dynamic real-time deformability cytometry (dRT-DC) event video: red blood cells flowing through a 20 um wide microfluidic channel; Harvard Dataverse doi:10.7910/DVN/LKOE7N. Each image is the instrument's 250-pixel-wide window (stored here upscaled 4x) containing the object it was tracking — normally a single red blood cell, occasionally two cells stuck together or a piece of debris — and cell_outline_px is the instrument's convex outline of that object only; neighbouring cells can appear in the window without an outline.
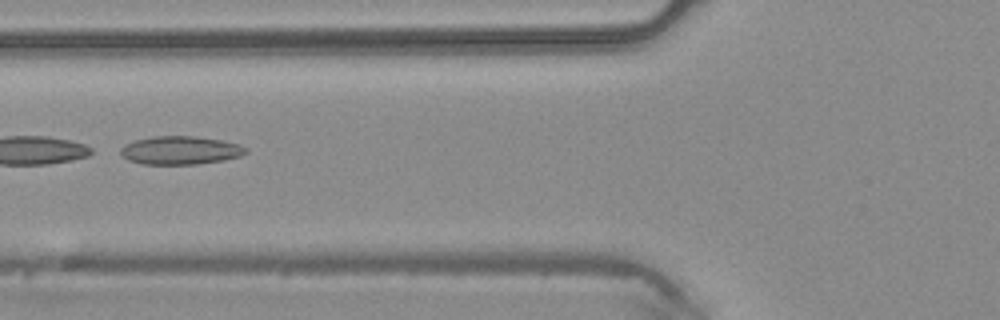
{"species": "common noctule bat (a hibernating species)", "species_latin": "Nyctalus noctula", "temperature_condition": "warm", "stored_images_in_passage": 4, "camera_frame_rate_fps": 3000, "um_per_image_px": 0.085, "animal": {"sex": "male", "body_mass_g": 20.4}, "frame": {"image": 1, "passage_image": 4, "time_ms": 1.0, "image_size_px": [1000, 320], "cell_outline_px": [[248, 152], [240, 156], [224, 160], [196, 164], [140, 164], [128, 160], [120, 156], [120, 148], [124, 144], [136, 140], [152, 136], [196, 136], [220, 140], [240, 144], [248, 148]], "centroid_in_image_um": [15.31, 12.78], "position_along_channel_um": 110.5, "area_um2": 20.87}}